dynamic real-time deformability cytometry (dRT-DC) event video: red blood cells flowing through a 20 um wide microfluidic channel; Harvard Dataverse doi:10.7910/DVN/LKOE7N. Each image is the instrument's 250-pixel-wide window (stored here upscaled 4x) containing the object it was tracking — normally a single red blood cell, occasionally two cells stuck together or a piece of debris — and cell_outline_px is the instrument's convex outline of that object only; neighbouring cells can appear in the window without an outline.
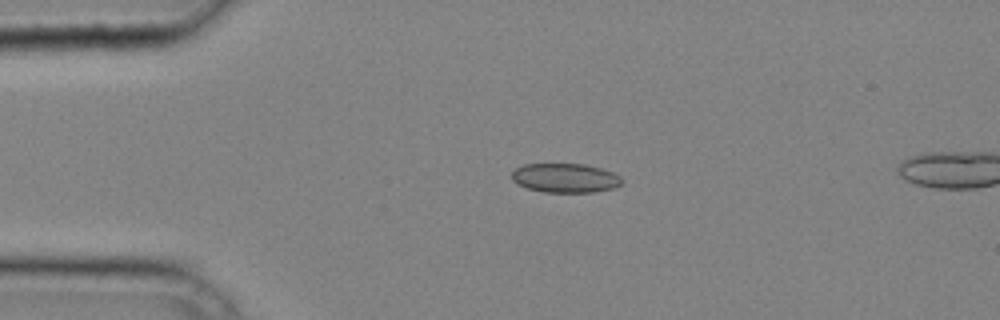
{"species": "common noctule bat (a hibernating species)", "species_latin": "Nyctalus noctula", "temperature_condition": "cold", "stored_images_in_passage": 9, "camera_frame_rate_fps": 3000, "um_per_image_px": 0.085, "animal": {"sex": "male", "body_mass_g": 20.4}, "frame": {"image": 1, "passage_image": 6, "time_ms": 1.667, "image_size_px": [1000, 320], "cell_outline_px": [[620, 184], [616, 188], [592, 192], [544, 192], [528, 188], [516, 184], [512, 180], [512, 172], [516, 168], [524, 164], [584, 164], [600, 168], [612, 172], [620, 176]], "centroid_in_image_um": [48.02, 15.13], "position_along_channel_um": 37.0, "area_um2": 18.67}}